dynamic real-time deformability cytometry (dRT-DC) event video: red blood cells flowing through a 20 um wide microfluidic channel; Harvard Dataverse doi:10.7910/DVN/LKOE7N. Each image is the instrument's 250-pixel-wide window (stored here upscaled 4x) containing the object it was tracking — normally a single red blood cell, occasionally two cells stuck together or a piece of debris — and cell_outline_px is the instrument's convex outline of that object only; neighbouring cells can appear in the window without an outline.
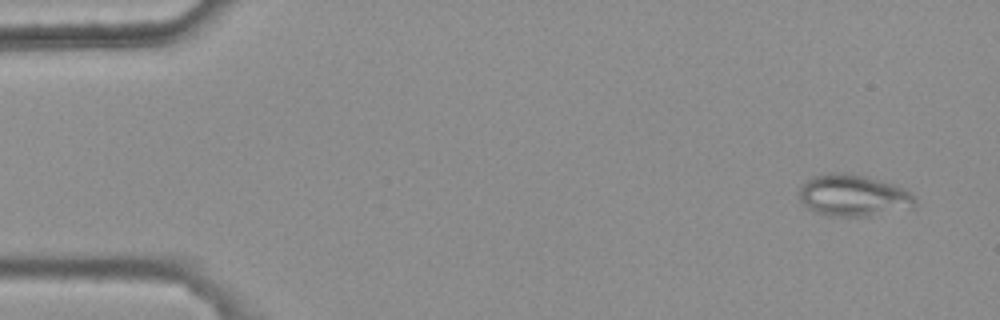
{"species": "common noctule bat (a hibernating species)", "species_latin": "Nyctalus noctula", "temperature_condition": "warm", "stored_images_in_passage": 4, "camera_frame_rate_fps": 3000, "um_per_image_px": 0.085, "animal": {"sex": "female", "body_mass_g": 25.1}, "frame": {"image": 1, "passage_image": 1, "time_ms": 0.0, "image_size_px": [1000, 320], "cell_outline_px": [[916, 208], [868, 216], [832, 216], [816, 212], [808, 208], [800, 200], [800, 184], [812, 176], [828, 172], [844, 172], [864, 176], [892, 184], [904, 188], [916, 196]], "centroid_in_image_um": [72.55, 16.61], "position_along_channel_um": 12.4, "area_um2": 28.44}}